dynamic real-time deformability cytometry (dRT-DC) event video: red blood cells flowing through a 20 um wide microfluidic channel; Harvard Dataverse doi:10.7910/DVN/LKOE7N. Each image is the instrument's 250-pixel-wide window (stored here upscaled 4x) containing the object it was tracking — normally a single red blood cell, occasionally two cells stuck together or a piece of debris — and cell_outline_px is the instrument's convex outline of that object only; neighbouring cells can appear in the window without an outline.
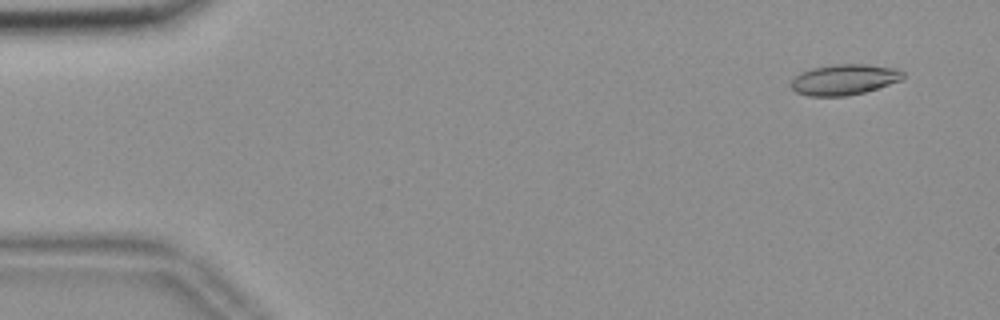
{"species": "common noctule bat (a hibernating species)", "species_latin": "Nyctalus noctula", "temperature_condition": "room temperature", "stored_images_in_passage": 17, "camera_frame_rate_fps": 3000, "um_per_image_px": 0.085, "animal": {"sex": "female", "body_mass_g": 18.4}, "frame": {"image": 1, "passage_image": 4, "time_ms": 1.0, "image_size_px": [1000, 320], "cell_outline_px": [[904, 76], [900, 80], [864, 92], [848, 96], [808, 96], [796, 92], [788, 84], [800, 72], [812, 68], [836, 64], [868, 64], [896, 68], [904, 72]], "centroid_in_image_um": [71.73, 6.76], "position_along_channel_um": 13.3, "area_um2": 20.0}}
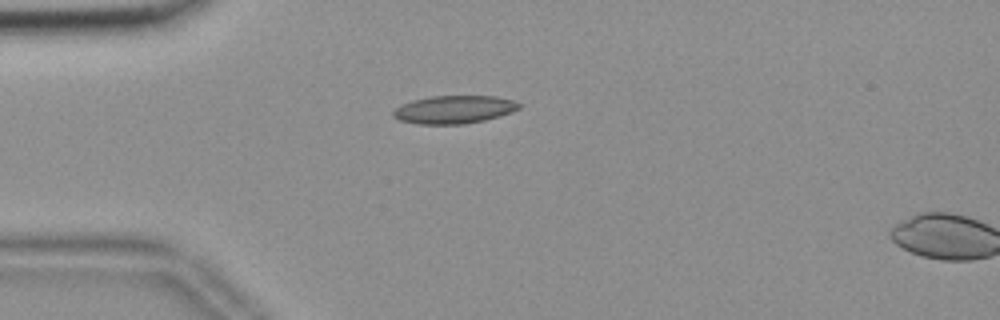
{"frame": {"image": 2, "passage_image": 15, "time_ms": 4.667, "image_size_px": [1000, 320], "cell_outline_px": [[520, 108], [512, 112], [500, 116], [484, 120], [464, 124], [416, 124], [400, 120], [392, 116], [392, 112], [396, 108], [412, 100], [432, 96], [496, 96], [512, 100], [520, 104]], "centroid_in_image_um": [38.6, 9.31], "position_along_channel_um": 46.4, "area_um2": 20.46}}